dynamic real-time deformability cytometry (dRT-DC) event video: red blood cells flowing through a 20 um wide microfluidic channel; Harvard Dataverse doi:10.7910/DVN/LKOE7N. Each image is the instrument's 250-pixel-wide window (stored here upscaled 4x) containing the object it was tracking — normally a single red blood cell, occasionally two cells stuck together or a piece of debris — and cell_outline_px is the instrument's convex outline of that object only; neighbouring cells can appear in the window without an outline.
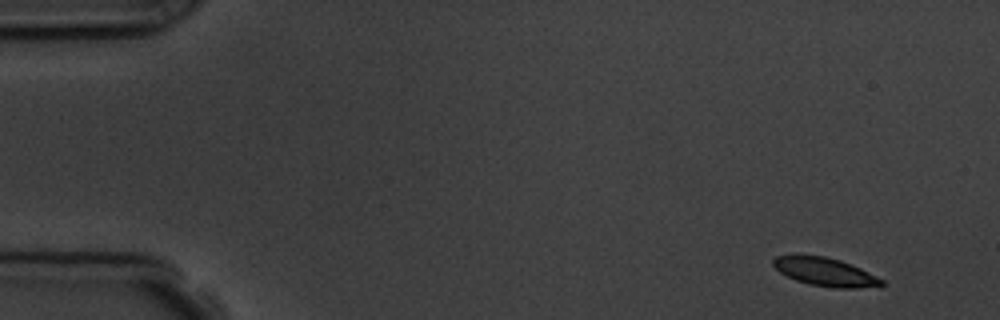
{"species": "common noctule bat (a hibernating species)", "species_latin": "Nyctalus noctula", "temperature_condition": "room temperature", "stored_images_in_passage": 7, "camera_frame_rate_fps": 3000, "um_per_image_px": 0.085, "animal": {"sex": "male", "body_mass_g": 19.5, "forearm_length_mm": 54.6}, "frame": {"image": 1, "passage_image": 1, "time_ms": 0.0, "image_size_px": [1000, 320], "cell_outline_px": [[884, 284], [880, 288], [836, 288], [812, 284], [796, 280], [780, 272], [772, 264], [772, 260], [776, 256], [800, 252], [824, 256], [840, 260], [860, 268], [884, 280]], "centroid_in_image_um": [70.14, 23.08], "position_along_channel_um": 14.9, "area_um2": 18.38}}
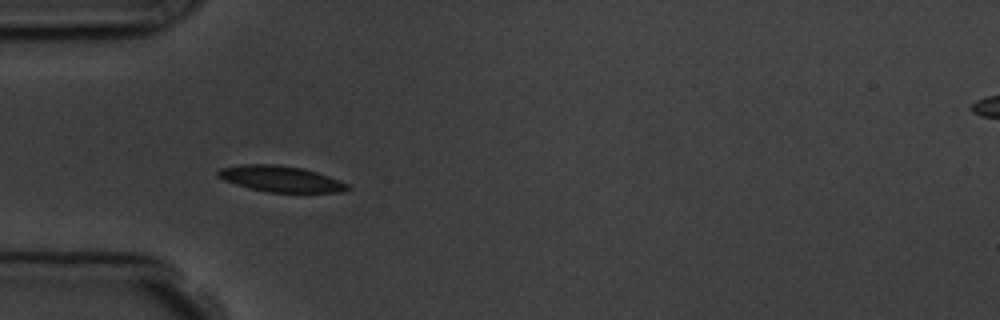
{"frame": {"image": 2, "passage_image": 4, "time_ms": 4.333, "image_size_px": [1000, 320], "cell_outline_px": [[352, 188], [344, 192], [268, 192], [248, 188], [224, 180], [216, 176], [216, 172], [220, 168], [240, 164], [276, 164], [304, 168], [340, 180], [348, 184]], "centroid_in_image_um": [23.85, 15.2], "position_along_channel_um": 61.1, "area_um2": 19.77}}